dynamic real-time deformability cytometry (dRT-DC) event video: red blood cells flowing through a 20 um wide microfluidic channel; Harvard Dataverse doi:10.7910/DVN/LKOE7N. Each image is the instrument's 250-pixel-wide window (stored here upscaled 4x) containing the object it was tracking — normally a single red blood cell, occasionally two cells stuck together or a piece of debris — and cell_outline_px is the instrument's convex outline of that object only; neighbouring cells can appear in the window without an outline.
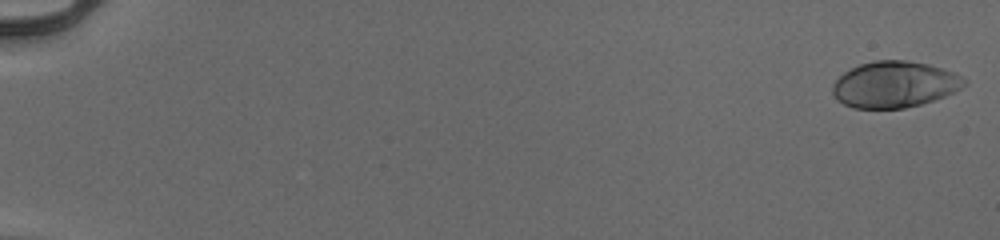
{"species": "human", "species_latin": "Homo sapiens", "temperature_condition": "cold", "stored_images_in_passage": 19, "camera_frame_rate_fps": 3000, "um_per_image_px": 0.085, "donor": {"sex": "male"}, "frame": {"image": 1, "passage_image": 1, "time_ms": 0.0, "image_size_px": [1000, 240], "cell_outline_px": [[968, 84], [944, 96], [920, 104], [904, 108], [852, 108], [836, 100], [832, 92], [832, 84], [844, 72], [860, 64], [876, 60], [904, 60], [928, 64], [952, 72], [968, 80]], "centroid_in_image_um": [76.01, 7.18], "position_along_channel_um": 9.0, "area_um2": 35.32}}
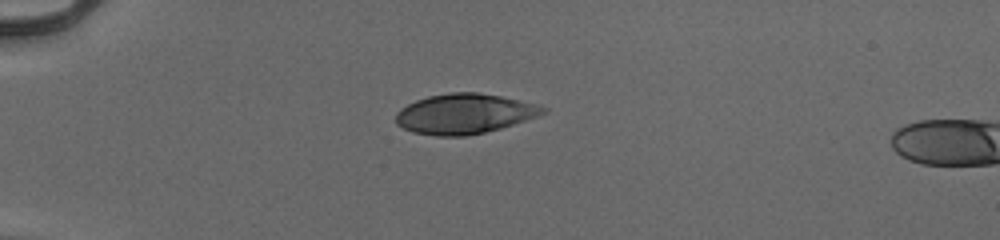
{"frame": {"image": 2, "passage_image": 16, "time_ms": 5.0, "image_size_px": [1000, 240], "cell_outline_px": [[548, 112], [500, 128], [468, 136], [436, 136], [412, 132], [396, 124], [396, 112], [400, 108], [416, 100], [428, 96], [452, 92], [476, 92], [500, 96], [520, 100], [536, 104], [548, 108]], "centroid_in_image_um": [39.45, 9.67], "position_along_channel_um": 45.5, "area_um2": 34.22}}